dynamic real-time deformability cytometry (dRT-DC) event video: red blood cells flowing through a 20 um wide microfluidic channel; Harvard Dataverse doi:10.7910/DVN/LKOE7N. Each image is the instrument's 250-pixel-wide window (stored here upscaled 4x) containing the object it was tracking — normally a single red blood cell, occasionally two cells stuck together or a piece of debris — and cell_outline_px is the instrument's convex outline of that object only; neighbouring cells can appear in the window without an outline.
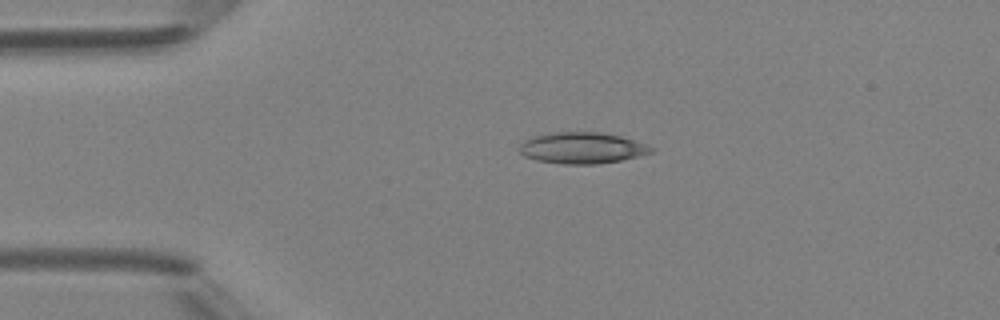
{"species": "Egyptian fruit bat (a non-hibernating species)", "species_latin": "Rousettus aegyptiacus", "temperature_condition": "room temperature", "stored_images_in_passage": 2, "camera_frame_rate_fps": 3000, "um_per_image_px": 0.085, "animal": {"sex": "female"}, "frame": {"image": 1, "passage_image": 1, "time_ms": 0.0, "image_size_px": [1000, 320], "cell_outline_px": [[656, 148], [652, 152], [620, 160], [596, 164], [564, 164], [536, 160], [524, 156], [520, 152], [520, 144], [524, 140], [532, 136], [552, 132], [596, 132], [620, 136]], "centroid_in_image_um": [49.42, 12.57], "position_along_channel_um": 35.6, "area_um2": 23.76}}